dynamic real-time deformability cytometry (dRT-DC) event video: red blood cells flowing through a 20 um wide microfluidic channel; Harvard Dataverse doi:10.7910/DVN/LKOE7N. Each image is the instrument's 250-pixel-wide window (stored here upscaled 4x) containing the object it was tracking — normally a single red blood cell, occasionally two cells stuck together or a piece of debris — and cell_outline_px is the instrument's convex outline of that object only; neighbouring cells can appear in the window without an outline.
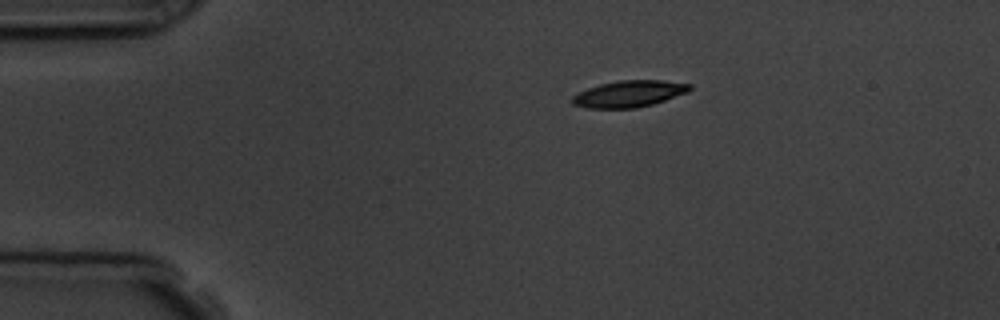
{"species": "common noctule bat (a hibernating species)", "species_latin": "Nyctalus noctula", "temperature_condition": "room temperature", "stored_images_in_passage": 6, "camera_frame_rate_fps": 3000, "um_per_image_px": 0.085, "animal": {"sex": "male", "body_mass_g": 19.5, "forearm_length_mm": 54.6}, "frame": {"image": 1, "passage_image": 1, "time_ms": 0.0, "image_size_px": [1000, 320], "cell_outline_px": [[692, 88], [688, 92], [652, 104], [636, 108], [588, 108], [572, 104], [572, 96], [588, 88], [600, 84], [620, 80], [664, 80], [692, 84]], "centroid_in_image_um": [53.49, 7.97], "position_along_channel_um": 31.5, "area_um2": 18.09}}
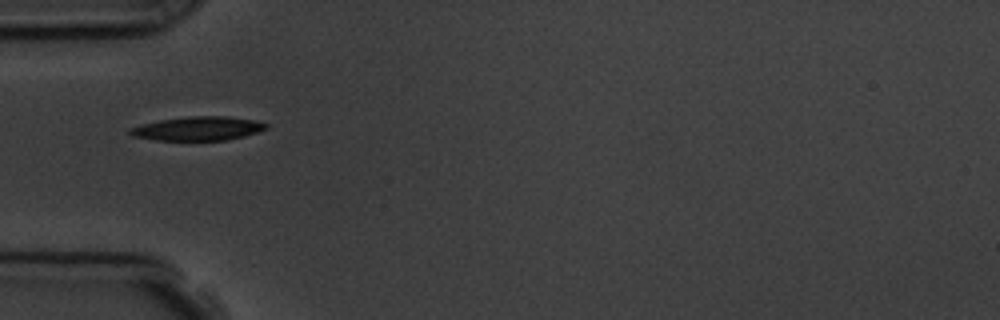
{"frame": {"image": 2, "passage_image": 3, "time_ms": 2.333, "image_size_px": [1000, 320], "cell_outline_px": [[268, 128], [244, 136], [224, 140], [156, 140], [132, 136], [128, 132], [128, 128], [140, 124], [160, 120], [188, 116], [228, 116], [252, 120], [268, 124]], "centroid_in_image_um": [16.78, 10.92], "position_along_channel_um": 68.2, "area_um2": 18.9}}